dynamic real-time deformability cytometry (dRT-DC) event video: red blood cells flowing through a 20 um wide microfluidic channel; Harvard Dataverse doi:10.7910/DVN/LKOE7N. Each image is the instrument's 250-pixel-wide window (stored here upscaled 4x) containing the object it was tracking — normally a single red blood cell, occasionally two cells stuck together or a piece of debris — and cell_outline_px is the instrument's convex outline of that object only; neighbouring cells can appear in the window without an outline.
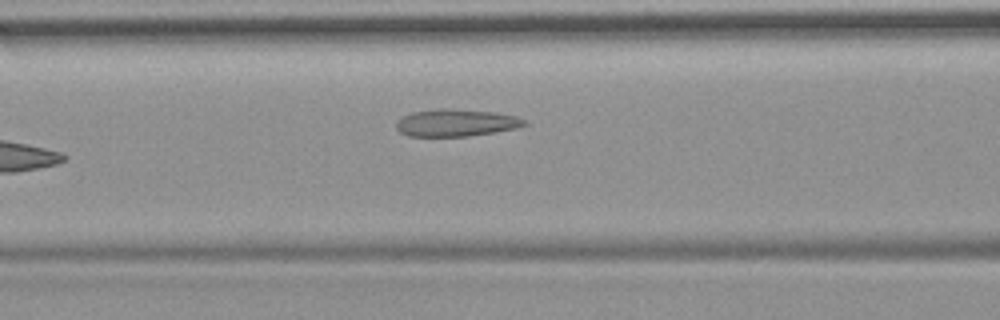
{"species": "common noctule bat (a hibernating species)", "species_latin": "Nyctalus noctula", "temperature_condition": "room temperature", "stored_images_in_passage": 7, "camera_frame_rate_fps": 3000, "um_per_image_px": 0.085, "animal": {"sex": "female", "body_mass_g": 19.9}, "frame": {"image": 1, "passage_image": 7, "time_ms": 7.333, "image_size_px": [1000, 320], "cell_outline_px": [[528, 124], [516, 128], [468, 136], [408, 136], [400, 132], [396, 128], [396, 124], [404, 116], [412, 112], [440, 108], [448, 108], [492, 112], [516, 116], [528, 120]], "centroid_in_image_um": [38.78, 10.43], "position_along_channel_um": 127.8, "area_um2": 20.17}}